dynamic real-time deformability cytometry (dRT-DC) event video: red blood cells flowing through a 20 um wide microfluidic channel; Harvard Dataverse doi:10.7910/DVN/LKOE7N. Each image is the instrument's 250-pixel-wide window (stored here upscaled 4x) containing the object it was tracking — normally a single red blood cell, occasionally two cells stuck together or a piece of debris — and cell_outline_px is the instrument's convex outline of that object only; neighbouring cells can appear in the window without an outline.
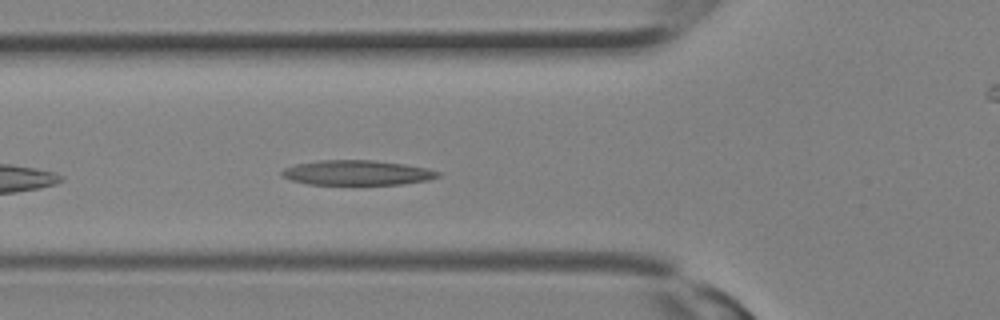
{"species": "Egyptian fruit bat (a non-hibernating species)", "species_latin": "Rousettus aegyptiacus", "temperature_condition": "room temperature", "stored_images_in_passage": 13, "camera_frame_rate_fps": 3000, "um_per_image_px": 0.085, "animal": {"sex": "female"}, "frame": {"image": 1, "passage_image": 4, "time_ms": 1.0, "image_size_px": [1000, 320], "cell_outline_px": [[440, 176], [428, 180], [404, 184], [308, 184], [292, 180], [284, 176], [280, 172], [284, 168], [296, 164], [320, 160], [372, 160], [404, 164], [428, 168], [440, 172]], "centroid_in_image_um": [30.38, 14.68], "position_along_channel_um": 95.4, "area_um2": 22.48}}
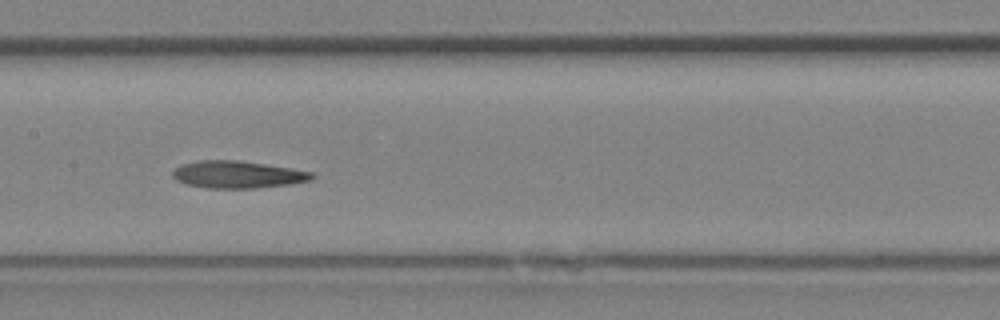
{"frame": {"image": 2, "passage_image": 8, "time_ms": 2.333, "image_size_px": [1000, 320], "cell_outline_px": [[316, 176], [312, 180], [288, 184], [256, 188], [208, 188], [188, 184], [176, 180], [172, 176], [172, 172], [180, 164], [196, 160], [240, 160], [292, 168], [312, 172]], "centroid_in_image_um": [20.2, 14.82], "position_along_channel_um": 187.2, "area_um2": 22.2}}
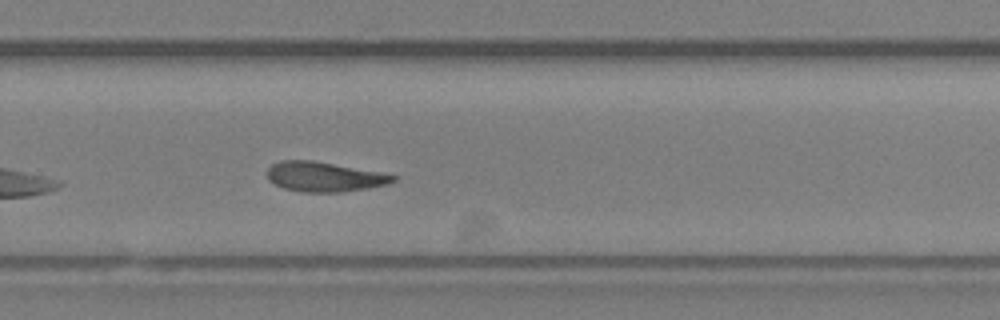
{"frame": {"image": 3, "passage_image": 13, "time_ms": 4.0, "image_size_px": [1000, 320], "cell_outline_px": [[396, 180], [388, 184], [368, 188], [340, 192], [304, 192], [284, 188], [268, 180], [268, 168], [272, 164], [280, 160], [312, 160], [376, 172], [396, 176]], "centroid_in_image_um": [27.52, 15.03], "position_along_channel_um": 302.3, "area_um2": 21.44}}